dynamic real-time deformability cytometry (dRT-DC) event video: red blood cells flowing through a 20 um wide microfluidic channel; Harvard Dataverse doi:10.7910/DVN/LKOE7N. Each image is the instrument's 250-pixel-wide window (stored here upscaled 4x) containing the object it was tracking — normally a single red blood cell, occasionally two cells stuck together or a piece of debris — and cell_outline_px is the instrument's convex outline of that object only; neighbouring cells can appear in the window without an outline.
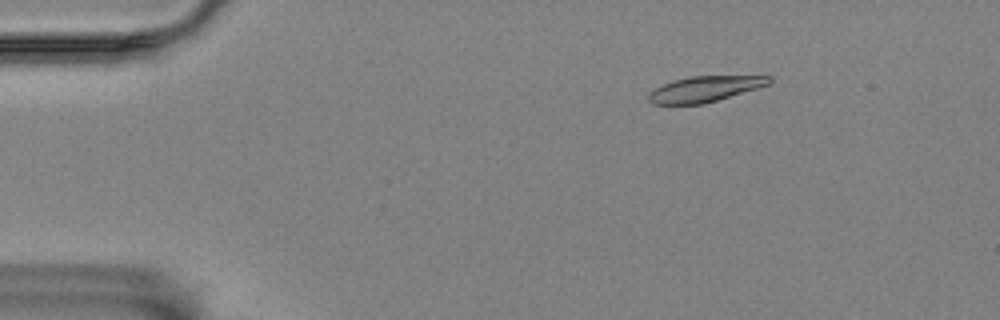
{"species": "Egyptian fruit bat (a non-hibernating species)", "species_latin": "Rousettus aegyptiacus", "temperature_condition": "room temperature", "stored_images_in_passage": 54, "camera_frame_rate_fps": 3000, "um_per_image_px": 0.085, "animal": {"sex": "female"}, "frame": {"image": 1, "passage_image": 6, "time_ms": 1.667, "image_size_px": [1000, 320], "cell_outline_px": [[772, 80], [768, 84], [756, 88], [704, 104], [652, 104], [648, 100], [648, 92], [660, 84], [672, 80], [688, 76], [772, 76]], "centroid_in_image_um": [59.82, 7.56], "position_along_channel_um": 25.2, "area_um2": 18.03}}
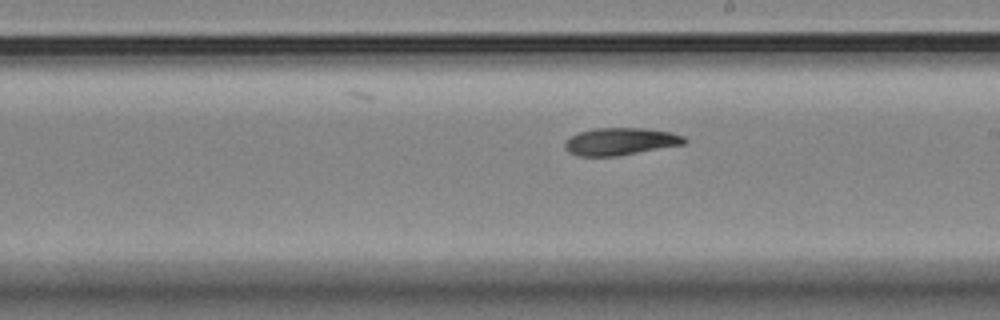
{"frame": {"image": 2, "passage_image": 30, "time_ms": 9.667, "image_size_px": [1000, 320], "cell_outline_px": [[688, 140], [684, 144], [616, 156], [580, 156], [568, 152], [564, 148], [564, 144], [572, 136], [580, 132], [592, 128], [648, 128], [672, 132], [684, 136]], "centroid_in_image_um": [52.76, 12.01], "position_along_channel_um": 236.2, "area_um2": 19.02}}
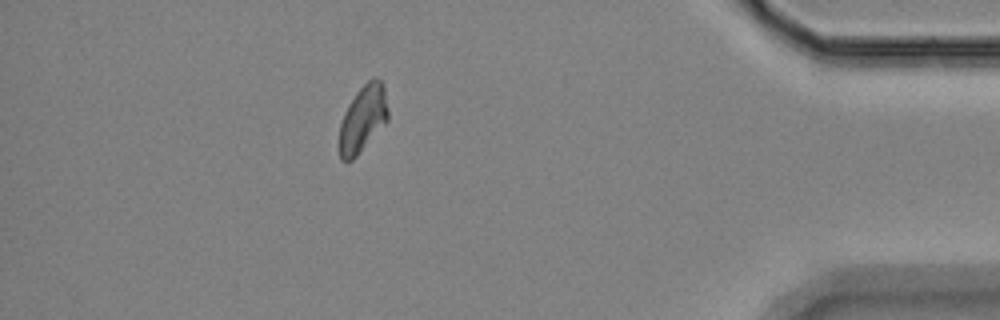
{"frame": {"image": 3, "passage_image": 48, "time_ms": 15.667, "image_size_px": [1000, 320], "cell_outline_px": [[388, 120], [356, 156], [352, 160], [340, 160], [340, 124], [344, 112], [348, 104], [356, 92], [372, 76], [376, 76], [380, 80], [384, 88], [388, 108]], "centroid_in_image_um": [30.85, 10.05], "position_along_channel_um": 404.4, "area_um2": 18.73}, "authors_computed_cell_mechanics": {"area_um2": 19.0162, "velocity_mm_per_s": 3.5061, "shape_relaxation_time_tau1_ms": 7.2386, "shape_relaxation_time_tau2_ms": null, "deformation_change_tau1": 0.1718, "deformation_change_tau2": null}}